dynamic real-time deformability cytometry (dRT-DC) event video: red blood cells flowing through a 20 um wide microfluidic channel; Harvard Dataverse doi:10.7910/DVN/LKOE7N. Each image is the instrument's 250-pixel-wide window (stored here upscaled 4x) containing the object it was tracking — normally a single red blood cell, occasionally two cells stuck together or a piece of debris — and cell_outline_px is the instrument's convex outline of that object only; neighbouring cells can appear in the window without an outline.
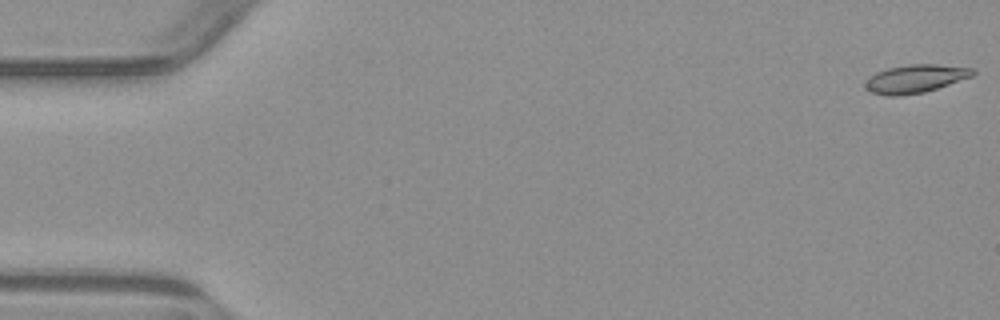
{"species": "common noctule bat (a hibernating species)", "species_latin": "Nyctalus noctula", "temperature_condition": "warm", "stored_images_in_passage": 3, "camera_frame_rate_fps": 3000, "um_per_image_px": 0.085, "animal": {"sex": "male", "body_mass_g": 23.1, "forearm_length_mm": 52.7}, "frame": {"image": 1, "passage_image": 1, "time_ms": 0.0, "image_size_px": [1000, 320], "cell_outline_px": [[976, 72], [972, 76], [924, 92], [900, 96], [888, 96], [872, 92], [864, 88], [864, 84], [868, 76], [876, 72], [888, 68], [908, 64], [936, 64], [976, 68]], "centroid_in_image_um": [77.78, 6.68], "position_along_channel_um": 7.2, "area_um2": 17.74}}